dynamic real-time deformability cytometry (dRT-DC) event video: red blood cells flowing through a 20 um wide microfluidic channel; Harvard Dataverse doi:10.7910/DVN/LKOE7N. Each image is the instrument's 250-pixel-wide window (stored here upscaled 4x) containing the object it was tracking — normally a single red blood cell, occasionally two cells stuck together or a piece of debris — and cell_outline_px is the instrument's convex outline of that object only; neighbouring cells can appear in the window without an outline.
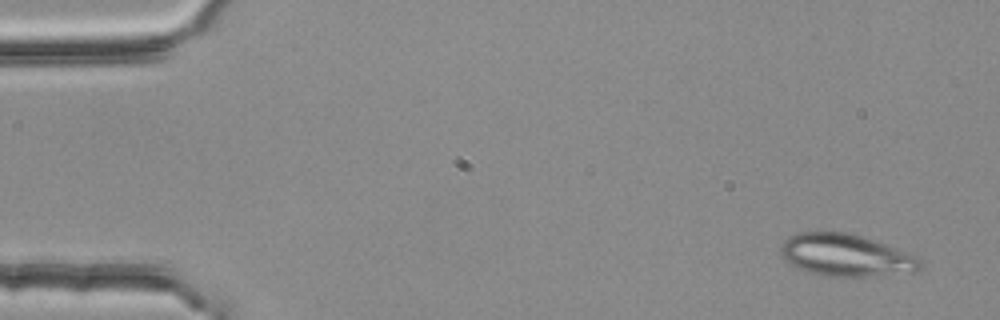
{"species": "common noctule bat (a hibernating species)", "species_latin": "Nyctalus noctula", "temperature_condition": "room temperature", "stored_images_in_passage": 5, "camera_frame_rate_fps": 3000, "um_per_image_px": 0.085, "animal": {"sex": "female", "body_mass_g": 25.1}, "frame": {"image": 1, "passage_image": 1, "time_ms": 0.0, "image_size_px": [1000, 320], "cell_outline_px": [[924, 268], [916, 272], [884, 276], [824, 276], [800, 268], [784, 260], [780, 256], [780, 248], [784, 240], [788, 236], [800, 232], [848, 232], [912, 252], [920, 256], [924, 264]], "centroid_in_image_um": [72.01, 21.7], "position_along_channel_um": 13.0, "area_um2": 34.97}}